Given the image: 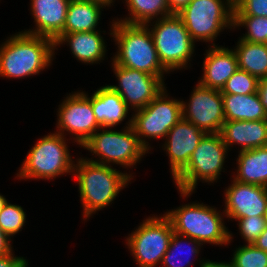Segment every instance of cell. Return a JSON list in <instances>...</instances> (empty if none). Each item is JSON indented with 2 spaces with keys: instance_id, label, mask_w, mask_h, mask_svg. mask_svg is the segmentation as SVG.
Instances as JSON below:
<instances>
[{
  "instance_id": "obj_1",
  "label": "cell",
  "mask_w": 267,
  "mask_h": 267,
  "mask_svg": "<svg viewBox=\"0 0 267 267\" xmlns=\"http://www.w3.org/2000/svg\"><path fill=\"white\" fill-rule=\"evenodd\" d=\"M72 174L77 180L85 220L112 204L134 178L131 173L114 169L112 165L95 163L82 157L76 159Z\"/></svg>"
},
{
  "instance_id": "obj_2",
  "label": "cell",
  "mask_w": 267,
  "mask_h": 267,
  "mask_svg": "<svg viewBox=\"0 0 267 267\" xmlns=\"http://www.w3.org/2000/svg\"><path fill=\"white\" fill-rule=\"evenodd\" d=\"M55 53L52 39L20 31L0 46V77L20 79L38 75L52 65Z\"/></svg>"
},
{
  "instance_id": "obj_3",
  "label": "cell",
  "mask_w": 267,
  "mask_h": 267,
  "mask_svg": "<svg viewBox=\"0 0 267 267\" xmlns=\"http://www.w3.org/2000/svg\"><path fill=\"white\" fill-rule=\"evenodd\" d=\"M109 30L118 48L112 61L125 68L140 70L160 77L169 73L161 64L149 26L127 24L118 20L111 23Z\"/></svg>"
},
{
  "instance_id": "obj_4",
  "label": "cell",
  "mask_w": 267,
  "mask_h": 267,
  "mask_svg": "<svg viewBox=\"0 0 267 267\" xmlns=\"http://www.w3.org/2000/svg\"><path fill=\"white\" fill-rule=\"evenodd\" d=\"M164 215L170 220L173 231L197 240L202 245L209 243L226 245L231 243L233 234L225 226V213L213 206L200 202L181 205Z\"/></svg>"
},
{
  "instance_id": "obj_5",
  "label": "cell",
  "mask_w": 267,
  "mask_h": 267,
  "mask_svg": "<svg viewBox=\"0 0 267 267\" xmlns=\"http://www.w3.org/2000/svg\"><path fill=\"white\" fill-rule=\"evenodd\" d=\"M220 133H206L192 153L188 164L173 178L182 198L194 193L198 181H218L228 156ZM227 154V155H226Z\"/></svg>"
},
{
  "instance_id": "obj_6",
  "label": "cell",
  "mask_w": 267,
  "mask_h": 267,
  "mask_svg": "<svg viewBox=\"0 0 267 267\" xmlns=\"http://www.w3.org/2000/svg\"><path fill=\"white\" fill-rule=\"evenodd\" d=\"M128 120L121 131L100 127L82 146L97 159L85 158L95 163L108 166L113 163L127 169L136 166L149 151L139 141L132 127V117Z\"/></svg>"
},
{
  "instance_id": "obj_7",
  "label": "cell",
  "mask_w": 267,
  "mask_h": 267,
  "mask_svg": "<svg viewBox=\"0 0 267 267\" xmlns=\"http://www.w3.org/2000/svg\"><path fill=\"white\" fill-rule=\"evenodd\" d=\"M66 139L54 132L39 138L29 150L18 170L17 178L53 180L64 174L73 173L74 163Z\"/></svg>"
},
{
  "instance_id": "obj_8",
  "label": "cell",
  "mask_w": 267,
  "mask_h": 267,
  "mask_svg": "<svg viewBox=\"0 0 267 267\" xmlns=\"http://www.w3.org/2000/svg\"><path fill=\"white\" fill-rule=\"evenodd\" d=\"M145 25L150 26L149 30L162 66L169 73L186 69L188 62L192 61L195 42L191 39L182 19L172 14Z\"/></svg>"
},
{
  "instance_id": "obj_9",
  "label": "cell",
  "mask_w": 267,
  "mask_h": 267,
  "mask_svg": "<svg viewBox=\"0 0 267 267\" xmlns=\"http://www.w3.org/2000/svg\"><path fill=\"white\" fill-rule=\"evenodd\" d=\"M177 15L195 43L212 42L215 46L214 40L224 29L234 30V0H191Z\"/></svg>"
},
{
  "instance_id": "obj_10",
  "label": "cell",
  "mask_w": 267,
  "mask_h": 267,
  "mask_svg": "<svg viewBox=\"0 0 267 267\" xmlns=\"http://www.w3.org/2000/svg\"><path fill=\"white\" fill-rule=\"evenodd\" d=\"M170 220L163 214L149 216L126 238V245L139 267L161 265L173 234Z\"/></svg>"
},
{
  "instance_id": "obj_11",
  "label": "cell",
  "mask_w": 267,
  "mask_h": 267,
  "mask_svg": "<svg viewBox=\"0 0 267 267\" xmlns=\"http://www.w3.org/2000/svg\"><path fill=\"white\" fill-rule=\"evenodd\" d=\"M134 112L132 127L141 144L149 151L152 147L146 138L164 140L169 130L182 118V102L168 97L165 88L145 108Z\"/></svg>"
},
{
  "instance_id": "obj_12",
  "label": "cell",
  "mask_w": 267,
  "mask_h": 267,
  "mask_svg": "<svg viewBox=\"0 0 267 267\" xmlns=\"http://www.w3.org/2000/svg\"><path fill=\"white\" fill-rule=\"evenodd\" d=\"M57 112L55 132L65 137L66 131L81 147L100 128L92 109L91 97L84 91L67 94Z\"/></svg>"
},
{
  "instance_id": "obj_13",
  "label": "cell",
  "mask_w": 267,
  "mask_h": 267,
  "mask_svg": "<svg viewBox=\"0 0 267 267\" xmlns=\"http://www.w3.org/2000/svg\"><path fill=\"white\" fill-rule=\"evenodd\" d=\"M112 68L118 85H108L125 101L130 110L145 108L165 88V82L158 76L125 68L112 61Z\"/></svg>"
},
{
  "instance_id": "obj_14",
  "label": "cell",
  "mask_w": 267,
  "mask_h": 267,
  "mask_svg": "<svg viewBox=\"0 0 267 267\" xmlns=\"http://www.w3.org/2000/svg\"><path fill=\"white\" fill-rule=\"evenodd\" d=\"M191 93L188 102L181 101L182 117L207 134L220 133L225 122L221 91L198 82Z\"/></svg>"
},
{
  "instance_id": "obj_15",
  "label": "cell",
  "mask_w": 267,
  "mask_h": 267,
  "mask_svg": "<svg viewBox=\"0 0 267 267\" xmlns=\"http://www.w3.org/2000/svg\"><path fill=\"white\" fill-rule=\"evenodd\" d=\"M225 189V213L228 220L250 216H265L267 210V187L241 183L234 179Z\"/></svg>"
},
{
  "instance_id": "obj_16",
  "label": "cell",
  "mask_w": 267,
  "mask_h": 267,
  "mask_svg": "<svg viewBox=\"0 0 267 267\" xmlns=\"http://www.w3.org/2000/svg\"><path fill=\"white\" fill-rule=\"evenodd\" d=\"M206 133L183 117L169 130L162 145L169 158V166L174 178L189 162L200 140Z\"/></svg>"
},
{
  "instance_id": "obj_17",
  "label": "cell",
  "mask_w": 267,
  "mask_h": 267,
  "mask_svg": "<svg viewBox=\"0 0 267 267\" xmlns=\"http://www.w3.org/2000/svg\"><path fill=\"white\" fill-rule=\"evenodd\" d=\"M71 0H31L30 11L35 28L22 32L47 37L53 41L64 33L68 6Z\"/></svg>"
},
{
  "instance_id": "obj_18",
  "label": "cell",
  "mask_w": 267,
  "mask_h": 267,
  "mask_svg": "<svg viewBox=\"0 0 267 267\" xmlns=\"http://www.w3.org/2000/svg\"><path fill=\"white\" fill-rule=\"evenodd\" d=\"M203 61V76L198 81L202 86L221 90L226 81L238 70L237 56L225 46H208Z\"/></svg>"
},
{
  "instance_id": "obj_19",
  "label": "cell",
  "mask_w": 267,
  "mask_h": 267,
  "mask_svg": "<svg viewBox=\"0 0 267 267\" xmlns=\"http://www.w3.org/2000/svg\"><path fill=\"white\" fill-rule=\"evenodd\" d=\"M220 135L228 150L235 144L240 151L267 146V120L225 121Z\"/></svg>"
},
{
  "instance_id": "obj_20",
  "label": "cell",
  "mask_w": 267,
  "mask_h": 267,
  "mask_svg": "<svg viewBox=\"0 0 267 267\" xmlns=\"http://www.w3.org/2000/svg\"><path fill=\"white\" fill-rule=\"evenodd\" d=\"M101 31L89 32H76V33H63L55 43V50L57 46L65 45L70 46L73 57L77 61H81L88 65L99 63L104 60L106 52V43L101 36Z\"/></svg>"
},
{
  "instance_id": "obj_21",
  "label": "cell",
  "mask_w": 267,
  "mask_h": 267,
  "mask_svg": "<svg viewBox=\"0 0 267 267\" xmlns=\"http://www.w3.org/2000/svg\"><path fill=\"white\" fill-rule=\"evenodd\" d=\"M91 104L101 128H112L121 124L130 111L122 97L108 85L94 91L91 95Z\"/></svg>"
},
{
  "instance_id": "obj_22",
  "label": "cell",
  "mask_w": 267,
  "mask_h": 267,
  "mask_svg": "<svg viewBox=\"0 0 267 267\" xmlns=\"http://www.w3.org/2000/svg\"><path fill=\"white\" fill-rule=\"evenodd\" d=\"M109 0H71L68 6L64 33L96 31L102 9L111 7Z\"/></svg>"
},
{
  "instance_id": "obj_23",
  "label": "cell",
  "mask_w": 267,
  "mask_h": 267,
  "mask_svg": "<svg viewBox=\"0 0 267 267\" xmlns=\"http://www.w3.org/2000/svg\"><path fill=\"white\" fill-rule=\"evenodd\" d=\"M238 152V168L232 178L241 183L267 187V146Z\"/></svg>"
},
{
  "instance_id": "obj_24",
  "label": "cell",
  "mask_w": 267,
  "mask_h": 267,
  "mask_svg": "<svg viewBox=\"0 0 267 267\" xmlns=\"http://www.w3.org/2000/svg\"><path fill=\"white\" fill-rule=\"evenodd\" d=\"M225 121L267 120L258 92L247 95L222 94Z\"/></svg>"
},
{
  "instance_id": "obj_25",
  "label": "cell",
  "mask_w": 267,
  "mask_h": 267,
  "mask_svg": "<svg viewBox=\"0 0 267 267\" xmlns=\"http://www.w3.org/2000/svg\"><path fill=\"white\" fill-rule=\"evenodd\" d=\"M237 56L238 69L244 70L258 80L267 78V44L241 40L233 49Z\"/></svg>"
},
{
  "instance_id": "obj_26",
  "label": "cell",
  "mask_w": 267,
  "mask_h": 267,
  "mask_svg": "<svg viewBox=\"0 0 267 267\" xmlns=\"http://www.w3.org/2000/svg\"><path fill=\"white\" fill-rule=\"evenodd\" d=\"M128 17L115 19L127 24H147L154 19L172 15L167 0H125Z\"/></svg>"
},
{
  "instance_id": "obj_27",
  "label": "cell",
  "mask_w": 267,
  "mask_h": 267,
  "mask_svg": "<svg viewBox=\"0 0 267 267\" xmlns=\"http://www.w3.org/2000/svg\"><path fill=\"white\" fill-rule=\"evenodd\" d=\"M185 239V242H184ZM186 245L191 244V247H184ZM202 247V244L200 242H198L197 240L191 239L190 237H187L185 235H181L179 233L173 232L170 242H169V246H168V250L165 253V255L163 256L162 262H161V266L160 267H191L193 266V259H189L190 256H192V258L195 256L198 257V254L200 253V248ZM190 254L189 257L185 256V258L187 257V260L184 259V257L182 258V256L184 254ZM183 253V255H182ZM183 263H182V262ZM192 262V263H191Z\"/></svg>"
},
{
  "instance_id": "obj_28",
  "label": "cell",
  "mask_w": 267,
  "mask_h": 267,
  "mask_svg": "<svg viewBox=\"0 0 267 267\" xmlns=\"http://www.w3.org/2000/svg\"><path fill=\"white\" fill-rule=\"evenodd\" d=\"M245 27L247 32L241 36V40L252 43L267 44V17L261 16H234L233 27Z\"/></svg>"
},
{
  "instance_id": "obj_29",
  "label": "cell",
  "mask_w": 267,
  "mask_h": 267,
  "mask_svg": "<svg viewBox=\"0 0 267 267\" xmlns=\"http://www.w3.org/2000/svg\"><path fill=\"white\" fill-rule=\"evenodd\" d=\"M26 212L19 205L6 202L0 211V229L10 238L22 231L26 223Z\"/></svg>"
},
{
  "instance_id": "obj_30",
  "label": "cell",
  "mask_w": 267,
  "mask_h": 267,
  "mask_svg": "<svg viewBox=\"0 0 267 267\" xmlns=\"http://www.w3.org/2000/svg\"><path fill=\"white\" fill-rule=\"evenodd\" d=\"M232 256L234 267H267V252L253 243L236 247Z\"/></svg>"
},
{
  "instance_id": "obj_31",
  "label": "cell",
  "mask_w": 267,
  "mask_h": 267,
  "mask_svg": "<svg viewBox=\"0 0 267 267\" xmlns=\"http://www.w3.org/2000/svg\"><path fill=\"white\" fill-rule=\"evenodd\" d=\"M259 80L250 73L238 69L220 90L221 94L247 95L258 91Z\"/></svg>"
},
{
  "instance_id": "obj_32",
  "label": "cell",
  "mask_w": 267,
  "mask_h": 267,
  "mask_svg": "<svg viewBox=\"0 0 267 267\" xmlns=\"http://www.w3.org/2000/svg\"><path fill=\"white\" fill-rule=\"evenodd\" d=\"M237 221L241 237L247 244L253 243L267 227L265 216H250Z\"/></svg>"
},
{
  "instance_id": "obj_33",
  "label": "cell",
  "mask_w": 267,
  "mask_h": 267,
  "mask_svg": "<svg viewBox=\"0 0 267 267\" xmlns=\"http://www.w3.org/2000/svg\"><path fill=\"white\" fill-rule=\"evenodd\" d=\"M234 16L267 17V0H234Z\"/></svg>"
},
{
  "instance_id": "obj_34",
  "label": "cell",
  "mask_w": 267,
  "mask_h": 267,
  "mask_svg": "<svg viewBox=\"0 0 267 267\" xmlns=\"http://www.w3.org/2000/svg\"><path fill=\"white\" fill-rule=\"evenodd\" d=\"M28 262L25 257H18L14 255V252L0 256V267H22Z\"/></svg>"
},
{
  "instance_id": "obj_35",
  "label": "cell",
  "mask_w": 267,
  "mask_h": 267,
  "mask_svg": "<svg viewBox=\"0 0 267 267\" xmlns=\"http://www.w3.org/2000/svg\"><path fill=\"white\" fill-rule=\"evenodd\" d=\"M11 238L8 237L1 229H0V256L7 255L13 251V247L11 245Z\"/></svg>"
},
{
  "instance_id": "obj_36",
  "label": "cell",
  "mask_w": 267,
  "mask_h": 267,
  "mask_svg": "<svg viewBox=\"0 0 267 267\" xmlns=\"http://www.w3.org/2000/svg\"><path fill=\"white\" fill-rule=\"evenodd\" d=\"M191 0H167L169 11L171 14H178L181 12Z\"/></svg>"
},
{
  "instance_id": "obj_37",
  "label": "cell",
  "mask_w": 267,
  "mask_h": 267,
  "mask_svg": "<svg viewBox=\"0 0 267 267\" xmlns=\"http://www.w3.org/2000/svg\"><path fill=\"white\" fill-rule=\"evenodd\" d=\"M257 92L259 94L261 104L267 112V78L259 80Z\"/></svg>"
},
{
  "instance_id": "obj_38",
  "label": "cell",
  "mask_w": 267,
  "mask_h": 267,
  "mask_svg": "<svg viewBox=\"0 0 267 267\" xmlns=\"http://www.w3.org/2000/svg\"><path fill=\"white\" fill-rule=\"evenodd\" d=\"M199 267H234V265L232 264V262H217V261H212V260H201L199 259Z\"/></svg>"
},
{
  "instance_id": "obj_39",
  "label": "cell",
  "mask_w": 267,
  "mask_h": 267,
  "mask_svg": "<svg viewBox=\"0 0 267 267\" xmlns=\"http://www.w3.org/2000/svg\"><path fill=\"white\" fill-rule=\"evenodd\" d=\"M253 244L263 250L267 252V227L265 228V230L259 235V237L253 242Z\"/></svg>"
},
{
  "instance_id": "obj_40",
  "label": "cell",
  "mask_w": 267,
  "mask_h": 267,
  "mask_svg": "<svg viewBox=\"0 0 267 267\" xmlns=\"http://www.w3.org/2000/svg\"><path fill=\"white\" fill-rule=\"evenodd\" d=\"M7 201L5 196L0 193V211L3 209Z\"/></svg>"
},
{
  "instance_id": "obj_41",
  "label": "cell",
  "mask_w": 267,
  "mask_h": 267,
  "mask_svg": "<svg viewBox=\"0 0 267 267\" xmlns=\"http://www.w3.org/2000/svg\"><path fill=\"white\" fill-rule=\"evenodd\" d=\"M28 262H26L22 267H28Z\"/></svg>"
}]
</instances>
